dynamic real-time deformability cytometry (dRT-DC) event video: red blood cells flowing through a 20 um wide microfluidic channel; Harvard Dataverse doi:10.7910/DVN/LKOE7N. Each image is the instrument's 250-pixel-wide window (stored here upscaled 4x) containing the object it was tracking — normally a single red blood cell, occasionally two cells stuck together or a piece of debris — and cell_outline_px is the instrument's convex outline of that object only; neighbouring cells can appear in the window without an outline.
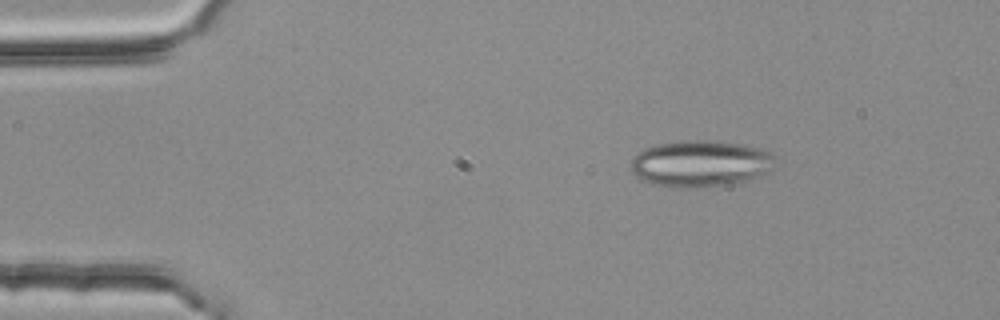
{"species": "common noctule bat (a hibernating species)", "species_latin": "Nyctalus noctula", "temperature_condition": "room temperature", "stored_images_in_passage": 2, "camera_frame_rate_fps": 3000, "um_per_image_px": 0.085, "animal": {"sex": "female", "body_mass_g": 25.1}, "frame": {"image": 1, "passage_image": 1, "time_ms": 0.0, "image_size_px": [1000, 320], "cell_outline_px": [[772, 156], [760, 172], [752, 180], [704, 188], [676, 188], [652, 184], [636, 176], [632, 172], [628, 164], [644, 148], [660, 144], [688, 140], [708, 140], [764, 148], [772, 152]], "centroid_in_image_um": [59.41, 13.92], "position_along_channel_um": 25.6, "area_um2": 38.38}}